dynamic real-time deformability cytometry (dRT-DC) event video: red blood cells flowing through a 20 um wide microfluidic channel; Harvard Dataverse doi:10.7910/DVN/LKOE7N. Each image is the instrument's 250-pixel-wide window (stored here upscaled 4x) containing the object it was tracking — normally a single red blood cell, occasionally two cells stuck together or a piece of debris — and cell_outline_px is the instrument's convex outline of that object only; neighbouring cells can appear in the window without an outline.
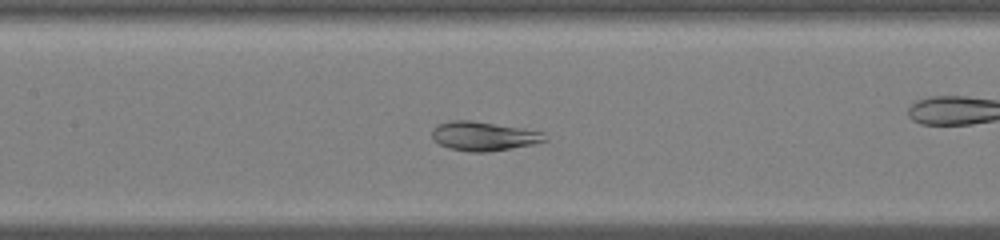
{"species": "common noctule bat (a hibernating species)", "species_latin": "Nyctalus noctula", "temperature_condition": "warm", "stored_images_in_passage": 48, "camera_frame_rate_fps": 3000, "um_per_image_px": 0.085, "animal": {"sex": "male", "body_mass_g": 19.0, "forearm_length_mm": 50.8}, "frame": {"image": 1, "passage_image": 21, "time_ms": 6.667, "image_size_px": [1000, 240], "cell_outline_px": [[548, 140], [532, 144], [512, 148], [488, 152], [468, 152], [448, 148], [432, 140], [432, 128], [436, 124], [452, 120], [472, 120], [524, 128], [544, 132]], "centroid_in_image_um": [41.09, 11.57], "position_along_channel_um": 166.3, "area_um2": 19.42}}
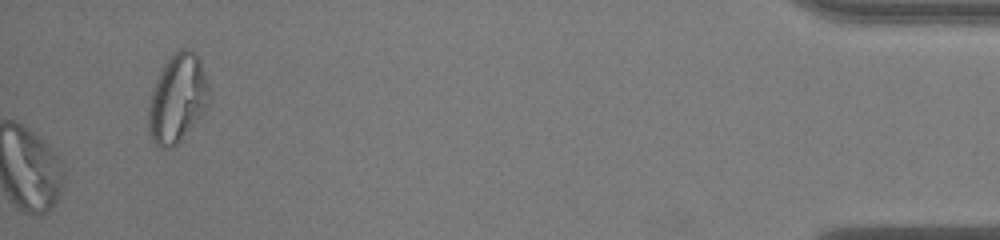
{"frame": {"image": 2, "passage_image": 48, "time_ms": 15.667, "image_size_px": [1000, 240], "cell_outline_px": [[208, 108], [180, 140], [172, 148], [160, 148], [152, 140], [148, 128], [148, 108], [152, 92], [156, 80], [164, 64], [180, 48], [188, 48], [196, 52], [200, 60], [208, 84]], "centroid_in_image_um": [15.08, 8.37], "position_along_channel_um": 420.1, "area_um2": 30.98}, "authors_computed_cell_mechanics": {"area_um2": 28.1775, "velocity_mm_per_s": 4.0452, "shape_relaxation_time_tau1_ms": 11.1961, "shape_relaxation_time_tau2_ms": null, "deformation_change_tau1": 0.2228, "deformation_change_tau2": null}}